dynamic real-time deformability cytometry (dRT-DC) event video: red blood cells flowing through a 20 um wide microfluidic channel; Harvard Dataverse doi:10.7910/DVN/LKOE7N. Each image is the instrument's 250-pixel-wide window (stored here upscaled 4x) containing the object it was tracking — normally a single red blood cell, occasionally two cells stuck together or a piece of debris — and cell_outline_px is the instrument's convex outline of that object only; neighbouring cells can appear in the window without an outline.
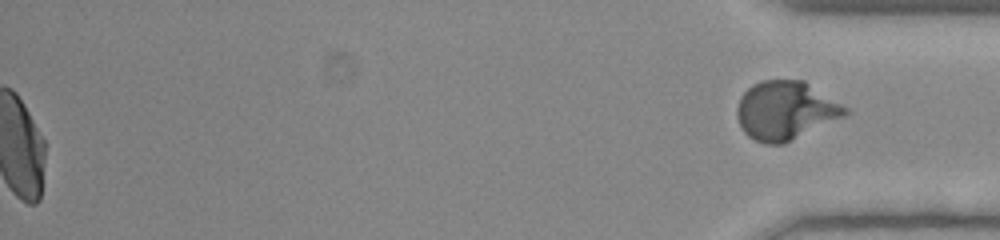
{"species": "human", "species_latin": "Homo sapiens", "temperature_condition": "room temperature", "stored_images_in_passage": 55, "segment_of_instrument_passage": [2, 2], "camera_frame_rate_fps": 3000, "um_per_image_px": 0.085, "donor": {"sex": "female"}, "frame": {"image": 1, "passage_image": 55, "time_ms": 18.0, "image_size_px": [1000, 240], "cell_outline_px": [[848, 112], [844, 116], [784, 144], [764, 144], [748, 136], [744, 132], [736, 116], [736, 108], [740, 96], [752, 84], [760, 80], [804, 80], [848, 108]], "centroid_in_image_um": [66.74, 9.39], "position_along_channel_um": 368.5, "area_um2": 36.88}}